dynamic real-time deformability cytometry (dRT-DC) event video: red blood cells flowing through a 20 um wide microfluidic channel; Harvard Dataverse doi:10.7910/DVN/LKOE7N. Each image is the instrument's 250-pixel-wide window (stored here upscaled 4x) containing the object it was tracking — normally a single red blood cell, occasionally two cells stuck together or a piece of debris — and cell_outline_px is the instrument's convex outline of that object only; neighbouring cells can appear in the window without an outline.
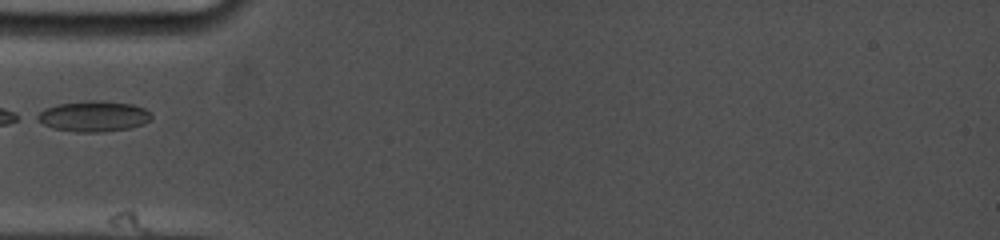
{"species": "common noctule bat (a hibernating species)", "species_latin": "Nyctalus noctula", "temperature_condition": "cold", "stored_images_in_passage": 28, "camera_frame_rate_fps": 5000, "um_per_image_px": 0.085, "animal": {"sex": "female", "body_mass_g": 19.0, "forearm_length_mm": 53.3}, "frame": {"image": 1, "passage_image": 1, "time_ms": 0.0, "image_size_px": [1000, 240], "cell_outline_px": [[152, 116], [144, 124], [128, 128], [100, 132], [76, 132], [52, 128], [44, 124], [32, 116], [44, 108], [60, 104], [92, 100], [104, 100], [132, 104], [144, 108]], "centroid_in_image_um": [7.91, 9.88], "position_along_channel_um": 77.1, "area_um2": 20.4}}